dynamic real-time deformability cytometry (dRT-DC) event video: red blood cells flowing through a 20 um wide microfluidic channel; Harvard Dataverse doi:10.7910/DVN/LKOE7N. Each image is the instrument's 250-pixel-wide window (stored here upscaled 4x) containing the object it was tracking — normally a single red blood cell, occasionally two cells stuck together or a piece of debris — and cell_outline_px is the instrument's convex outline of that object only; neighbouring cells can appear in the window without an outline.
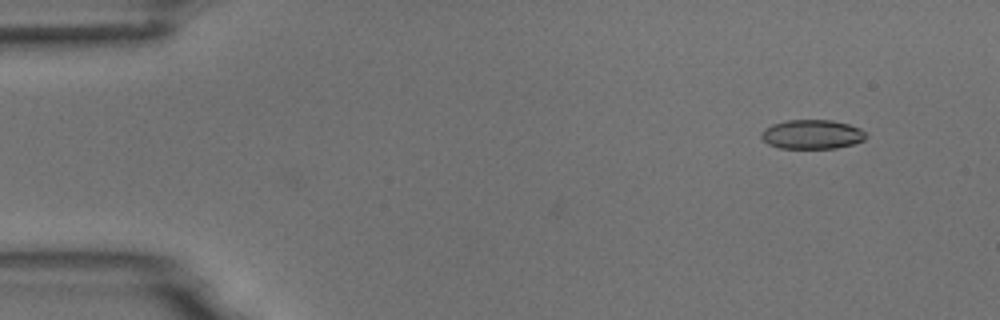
{"species": "common noctule bat (a hibernating species)", "species_latin": "Nyctalus noctula", "temperature_condition": "room temperature", "stored_images_in_passage": 3, "camera_frame_rate_fps": 3000, "um_per_image_px": 0.085, "animal": {"sex": "male", "body_mass_g": 18.8}, "frame": {"image": 1, "passage_image": 3, "time_ms": 2.333, "image_size_px": [1000, 320], "cell_outline_px": [[864, 140], [852, 144], [836, 148], [780, 148], [768, 144], [760, 136], [760, 132], [764, 128], [772, 124], [788, 120], [832, 120], [848, 124], [860, 128], [864, 132]], "centroid_in_image_um": [68.98, 11.41], "position_along_channel_um": 16.0, "area_um2": 17.74}}